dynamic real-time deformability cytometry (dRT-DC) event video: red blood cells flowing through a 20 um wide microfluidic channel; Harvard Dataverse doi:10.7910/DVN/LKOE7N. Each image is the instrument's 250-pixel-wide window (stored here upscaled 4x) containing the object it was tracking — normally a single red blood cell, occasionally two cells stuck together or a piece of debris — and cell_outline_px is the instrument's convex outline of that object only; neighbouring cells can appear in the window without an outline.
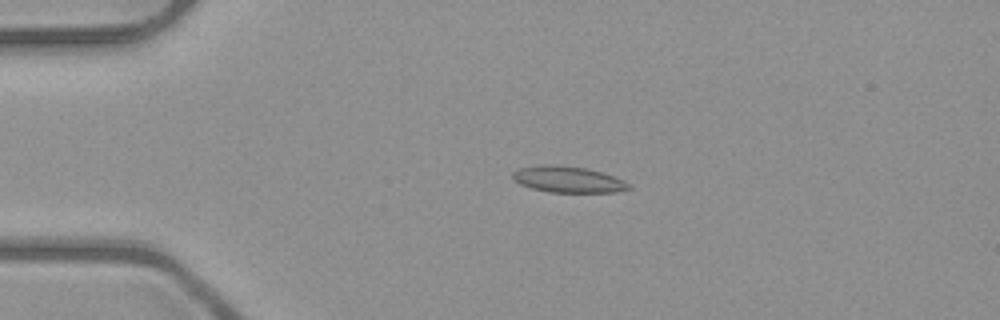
{"species": "common noctule bat (a hibernating species)", "species_latin": "Nyctalus noctula", "temperature_condition": "room temperature", "stored_images_in_passage": 38, "camera_frame_rate_fps": 3000, "um_per_image_px": 0.085, "animal": {"sex": "male", "body_mass_g": 23.1, "forearm_length_mm": 52.7}, "frame": {"image": 1, "passage_image": 12, "time_ms": 3.667, "image_size_px": [1000, 320], "cell_outline_px": [[632, 188], [612, 192], [548, 192], [532, 188], [520, 184], [512, 180], [512, 172], [516, 168], [540, 164], [552, 164], [584, 168], [604, 172], [624, 180]], "centroid_in_image_um": [48.22, 15.23], "position_along_channel_um": 36.8, "area_um2": 17.92}}
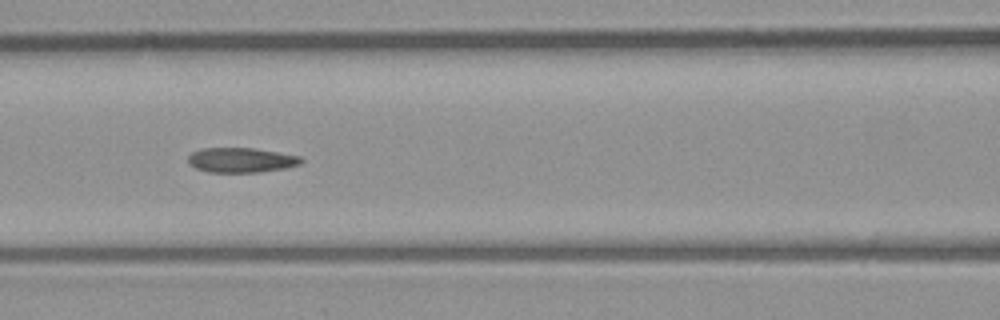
{"frame": {"image": 2, "passage_image": 23, "time_ms": 7.333, "image_size_px": [1000, 320], "cell_outline_px": [[304, 160], [300, 164], [288, 168], [260, 172], [208, 172], [196, 168], [188, 164], [188, 156], [192, 152], [204, 148], [252, 148], [300, 156]], "centroid_in_image_um": [20.5, 13.61], "position_along_channel_um": 146.1, "area_um2": 16.36}}
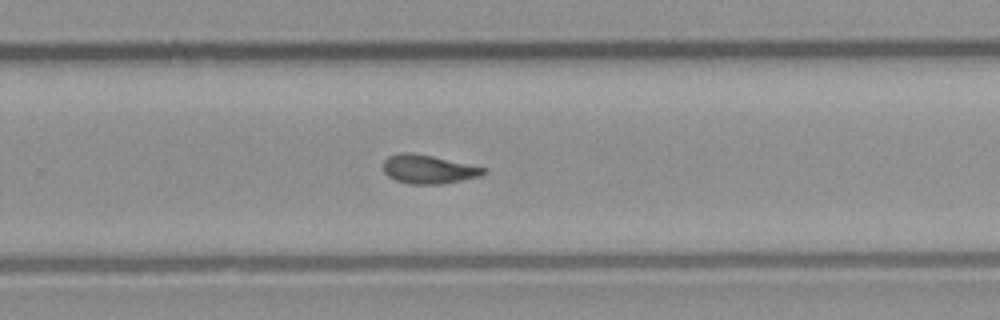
{"frame": {"image": 3, "passage_image": 34, "time_ms": 11.0, "image_size_px": [1000, 320], "cell_outline_px": [[488, 172], [480, 176], [444, 184], [408, 184], [396, 180], [388, 176], [384, 172], [384, 160], [388, 156], [400, 152], [412, 152], [432, 156], [488, 168]], "centroid_in_image_um": [36.43, 14.38], "position_along_channel_um": 293.4, "area_um2": 16.94}}